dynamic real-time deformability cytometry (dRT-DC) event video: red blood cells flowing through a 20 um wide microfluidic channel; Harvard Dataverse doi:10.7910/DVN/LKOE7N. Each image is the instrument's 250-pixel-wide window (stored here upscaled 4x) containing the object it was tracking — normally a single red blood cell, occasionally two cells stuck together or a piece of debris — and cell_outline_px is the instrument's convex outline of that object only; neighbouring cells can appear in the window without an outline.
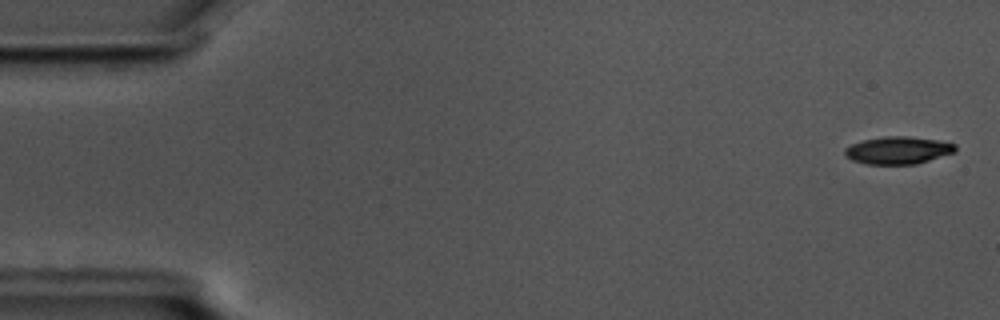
{"species": "common noctule bat (a hibernating species)", "species_latin": "Nyctalus noctula", "temperature_condition": "cold", "stored_images_in_passage": 56, "camera_frame_rate_fps": 3000, "um_per_image_px": 0.085, "animal": {"sex": "male", "body_mass_g": 17.5, "forearm_length_mm": 52.3}, "frame": {"image": 1, "passage_image": 2, "time_ms": 0.333, "image_size_px": [1000, 320], "cell_outline_px": [[956, 152], [916, 164], [864, 164], [852, 160], [844, 152], [844, 148], [852, 144], [864, 140], [884, 136], [908, 136], [936, 140], [956, 144]], "centroid_in_image_um": [76.34, 12.77], "position_along_channel_um": 8.7, "area_um2": 17.63}}
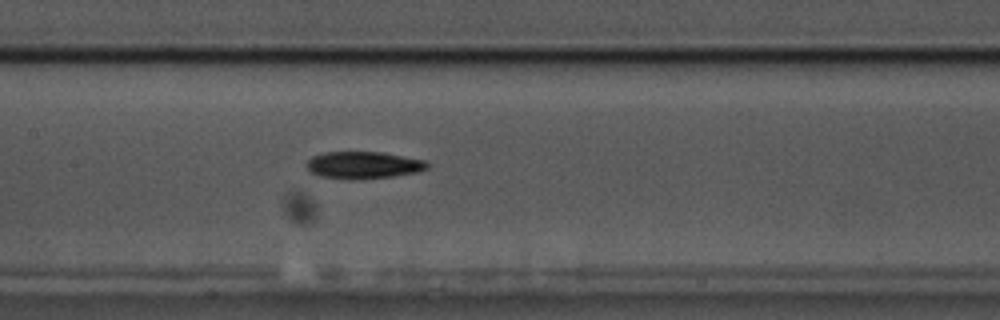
{"frame": {"image": 2, "passage_image": 27, "time_ms": 8.667, "image_size_px": [1000, 320], "cell_outline_px": [[428, 168], [420, 172], [396, 176], [364, 180], [348, 180], [316, 176], [308, 172], [308, 160], [312, 156], [324, 152], [380, 152], [424, 160], [428, 164]], "centroid_in_image_um": [30.87, 14.06], "position_along_channel_um": 176.5, "area_um2": 19.48}}
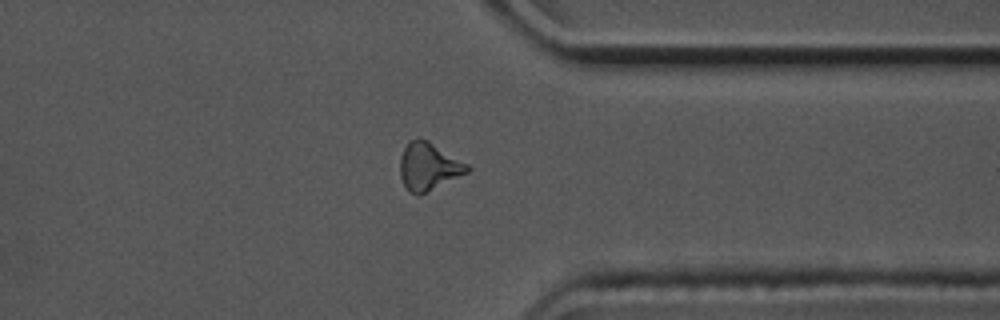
{"frame": {"image": 3, "passage_image": 44, "time_ms": 14.333, "image_size_px": [1000, 320], "cell_outline_px": [[472, 168], [468, 172], [420, 196], [416, 196], [408, 192], [400, 176], [400, 156], [408, 140], [428, 140], [468, 164]], "centroid_in_image_um": [36.42, 14.18], "position_along_channel_um": 375.0, "area_um2": 18.73}}